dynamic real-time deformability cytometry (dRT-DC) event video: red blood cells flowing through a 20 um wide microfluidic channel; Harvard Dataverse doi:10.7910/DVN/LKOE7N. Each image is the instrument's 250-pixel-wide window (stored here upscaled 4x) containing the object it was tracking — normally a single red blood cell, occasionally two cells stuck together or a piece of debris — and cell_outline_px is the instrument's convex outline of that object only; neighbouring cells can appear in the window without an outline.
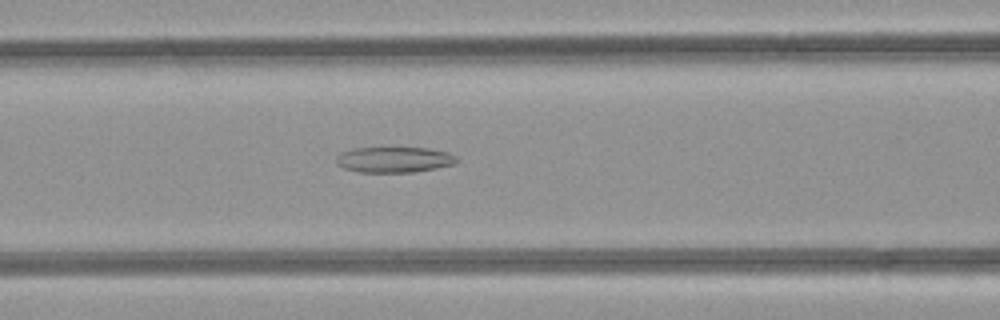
{"species": "common noctule bat (a hibernating species)", "species_latin": "Nyctalus noctula", "temperature_condition": "room temperature", "stored_images_in_passage": 36, "camera_frame_rate_fps": 3000, "um_per_image_px": 0.085, "animal": {"sex": "female", "body_mass_g": 21.9}, "frame": {"image": 1, "passage_image": 8, "time_ms": 2.333, "image_size_px": [1000, 320], "cell_outline_px": [[460, 160], [456, 164], [436, 168], [412, 172], [356, 172], [344, 168], [336, 164], [336, 156], [340, 152], [352, 148], [428, 148], [448, 152], [456, 156]], "centroid_in_image_um": [33.5, 13.57], "position_along_channel_um": 133.1, "area_um2": 18.21}}
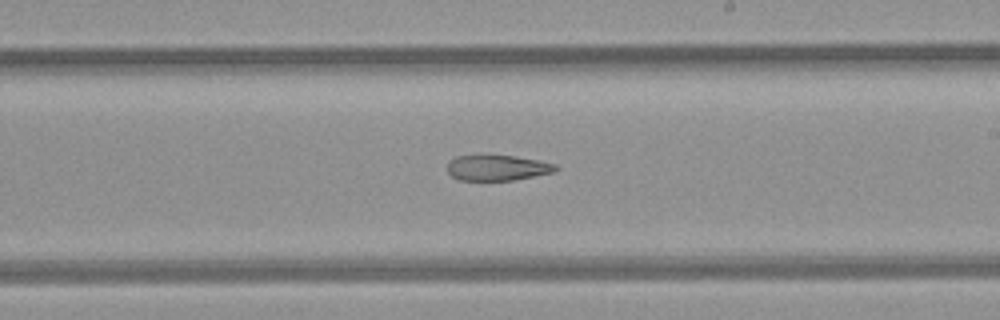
{"frame": {"image": 2, "passage_image": 16, "time_ms": 5.0, "image_size_px": [1000, 320], "cell_outline_px": [[560, 168], [556, 172], [512, 180], [460, 180], [452, 176], [448, 172], [448, 160], [456, 156], [516, 156], [540, 160], [556, 164]], "centroid_in_image_um": [42.32, 14.26], "position_along_channel_um": 246.7, "area_um2": 16.13}}
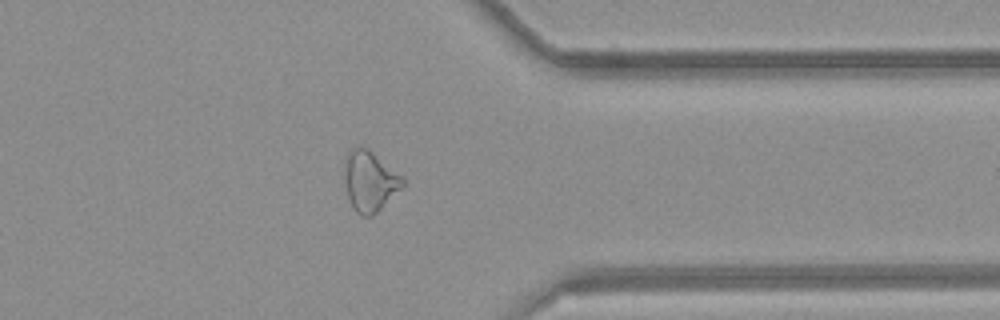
{"frame": {"image": 3, "passage_image": 26, "time_ms": 8.333, "image_size_px": [1000, 320], "cell_outline_px": [[404, 184], [372, 216], [360, 216], [352, 208], [348, 196], [344, 180], [344, 160], [348, 152], [352, 148], [360, 144], [368, 148], [400, 176], [404, 180]], "centroid_in_image_um": [31.35, 15.37], "position_along_channel_um": 380.0, "area_um2": 20.17}}